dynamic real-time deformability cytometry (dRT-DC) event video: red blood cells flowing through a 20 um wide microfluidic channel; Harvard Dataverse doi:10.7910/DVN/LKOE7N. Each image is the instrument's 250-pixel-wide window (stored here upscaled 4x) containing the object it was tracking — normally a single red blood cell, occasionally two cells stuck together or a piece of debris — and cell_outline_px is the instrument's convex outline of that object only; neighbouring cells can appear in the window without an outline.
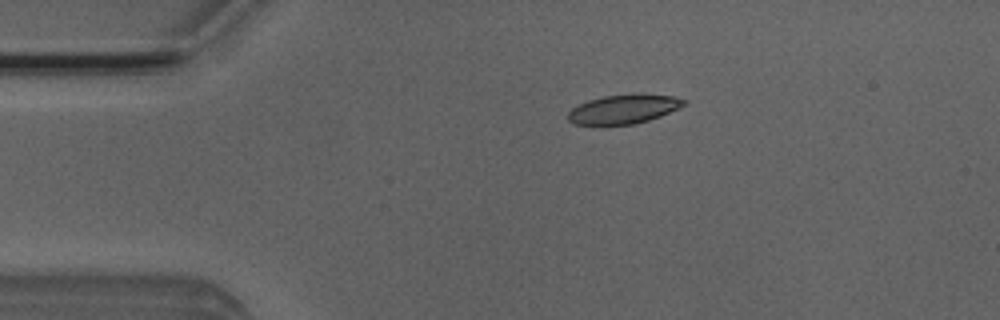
{"species": "Egyptian fruit bat (a non-hibernating species)", "species_latin": "Rousettus aegyptiacus", "temperature_condition": "room temperature", "stored_images_in_passage": 4, "camera_frame_rate_fps": 3000, "um_per_image_px": 0.085, "animal": {"sex": "male"}, "frame": {"image": 1, "passage_image": 3, "time_ms": 3.0, "image_size_px": [1000, 320], "cell_outline_px": [[688, 104], [680, 108], [660, 116], [636, 124], [600, 128], [572, 124], [568, 120], [568, 112], [572, 108], [588, 100], [604, 96], [632, 92], [640, 92], [676, 96], [688, 100]], "centroid_in_image_um": [53.02, 9.29], "position_along_channel_um": 32.0, "area_um2": 21.1}}